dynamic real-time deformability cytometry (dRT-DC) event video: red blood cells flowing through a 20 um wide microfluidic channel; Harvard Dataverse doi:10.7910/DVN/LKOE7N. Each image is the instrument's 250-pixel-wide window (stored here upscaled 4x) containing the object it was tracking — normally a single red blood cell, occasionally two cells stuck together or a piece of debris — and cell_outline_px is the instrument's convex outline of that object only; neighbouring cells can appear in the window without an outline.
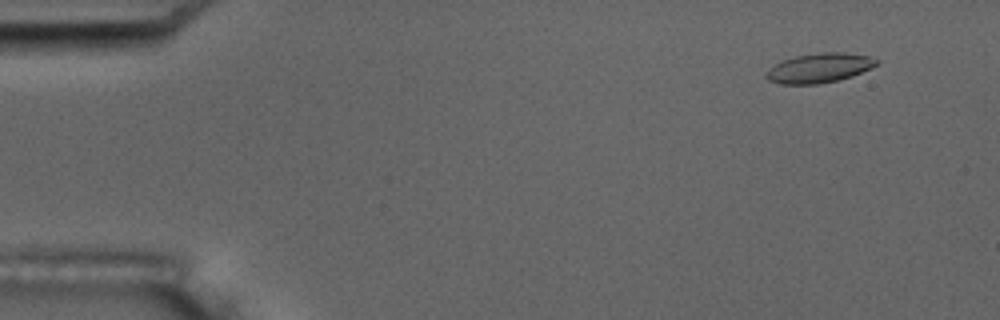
{"species": "common noctule bat (a hibernating species)", "species_latin": "Nyctalus noctula", "temperature_condition": "room temperature", "stored_images_in_passage": 5, "camera_frame_rate_fps": 3000, "um_per_image_px": 0.085, "animal": {"sex": "male", "body_mass_g": 17.5, "forearm_length_mm": 52.3}, "frame": {"image": 1, "passage_image": 2, "time_ms": 1.333, "image_size_px": [1000, 320], "cell_outline_px": [[880, 64], [872, 68], [852, 76], [836, 80], [816, 84], [780, 84], [768, 80], [764, 76], [768, 68], [784, 60], [796, 56], [820, 52], [844, 52], [868, 56], [880, 60]], "centroid_in_image_um": [69.66, 5.77], "position_along_channel_um": 15.3, "area_um2": 19.02}}